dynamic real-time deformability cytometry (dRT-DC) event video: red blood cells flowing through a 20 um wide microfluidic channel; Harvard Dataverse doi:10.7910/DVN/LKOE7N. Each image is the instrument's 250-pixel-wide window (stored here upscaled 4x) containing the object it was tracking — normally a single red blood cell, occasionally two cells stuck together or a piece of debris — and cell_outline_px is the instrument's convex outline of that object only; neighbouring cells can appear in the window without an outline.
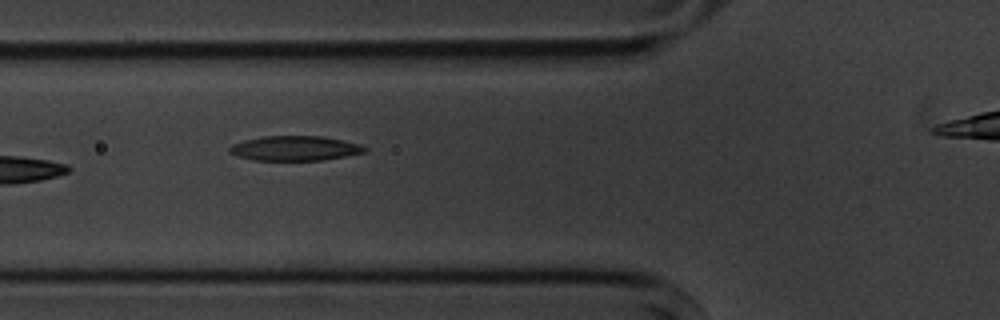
{"species": "common noctule bat (a hibernating species)", "species_latin": "Nyctalus noctula", "temperature_condition": "cold", "stored_images_in_passage": 3, "camera_frame_rate_fps": 3000, "um_per_image_px": 0.085, "animal": {"sex": "male", "body_mass_g": 20.1, "forearm_length_mm": 53.5}, "frame": {"image": 1, "passage_image": 2, "time_ms": 1.333, "image_size_px": [1000, 320], "cell_outline_px": [[368, 152], [324, 160], [252, 160], [236, 156], [228, 152], [228, 148], [232, 144], [244, 140], [260, 136], [324, 136], [344, 140], [360, 144], [368, 148]], "centroid_in_image_um": [25.08, 12.6], "position_along_channel_um": 100.7, "area_um2": 19.83}}